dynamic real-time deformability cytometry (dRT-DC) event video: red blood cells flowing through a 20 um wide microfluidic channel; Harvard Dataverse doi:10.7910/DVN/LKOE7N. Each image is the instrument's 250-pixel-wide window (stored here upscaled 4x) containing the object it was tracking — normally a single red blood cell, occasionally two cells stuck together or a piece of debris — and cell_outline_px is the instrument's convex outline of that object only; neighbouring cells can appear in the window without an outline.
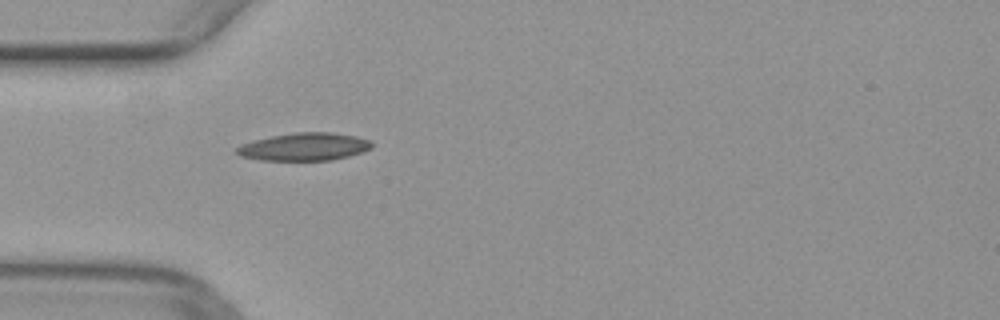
{"species": "common noctule bat (a hibernating species)", "species_latin": "Nyctalus noctula", "temperature_condition": "warm", "stored_images_in_passage": 33, "camera_frame_rate_fps": 3000, "um_per_image_px": 0.085, "animal": {"sex": "female", "body_mass_g": 29.2, "forearm_length_mm": 56.3}, "frame": {"image": 1, "passage_image": 1, "time_ms": 0.0, "image_size_px": [1000, 320], "cell_outline_px": [[372, 148], [348, 156], [332, 160], [260, 160], [240, 156], [236, 152], [236, 148], [240, 144], [252, 140], [292, 132], [332, 132], [356, 136], [372, 140]], "centroid_in_image_um": [25.85, 12.46], "position_along_channel_um": 59.1, "area_um2": 21.96}}
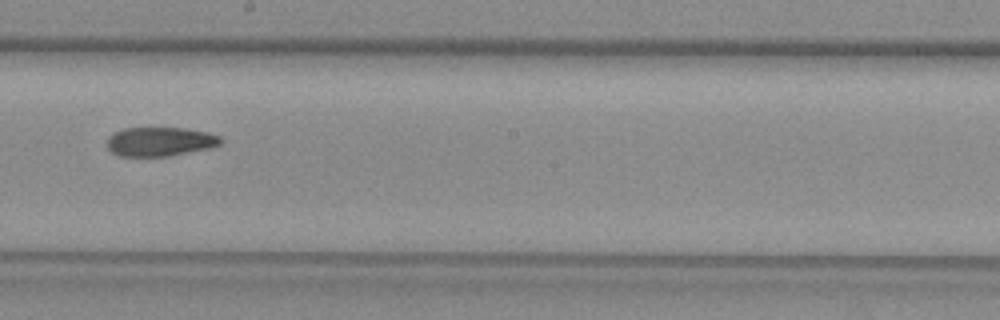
{"frame": {"image": 2, "passage_image": 14, "time_ms": 4.333, "image_size_px": [1000, 320], "cell_outline_px": [[224, 140], [220, 144], [208, 148], [168, 156], [120, 156], [112, 152], [108, 148], [108, 136], [124, 128], [184, 128], [208, 132], [220, 136]], "centroid_in_image_um": [13.62, 12.03], "position_along_channel_um": 234.6, "area_um2": 19.13}}
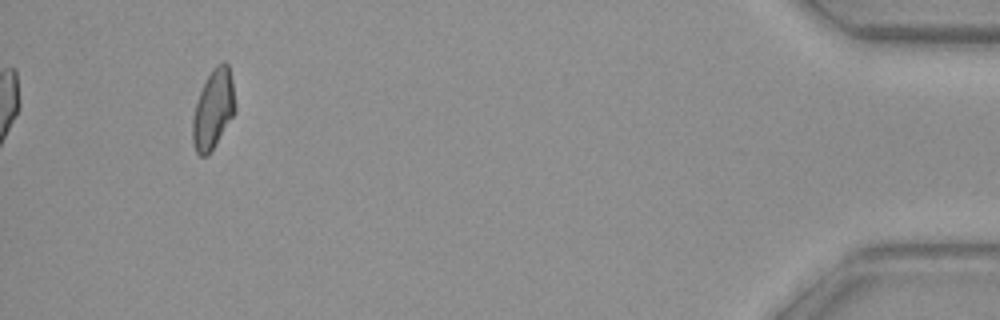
{"frame": {"image": 3, "passage_image": 33, "time_ms": 10.667, "image_size_px": [1000, 320], "cell_outline_px": [[236, 112], [208, 156], [200, 156], [196, 152], [192, 144], [192, 120], [196, 104], [200, 92], [212, 68], [216, 64], [224, 60], [228, 64], [232, 80], [236, 108]], "centroid_in_image_um": [18.13, 9.29], "position_along_channel_um": 417.1, "area_um2": 19.77}}